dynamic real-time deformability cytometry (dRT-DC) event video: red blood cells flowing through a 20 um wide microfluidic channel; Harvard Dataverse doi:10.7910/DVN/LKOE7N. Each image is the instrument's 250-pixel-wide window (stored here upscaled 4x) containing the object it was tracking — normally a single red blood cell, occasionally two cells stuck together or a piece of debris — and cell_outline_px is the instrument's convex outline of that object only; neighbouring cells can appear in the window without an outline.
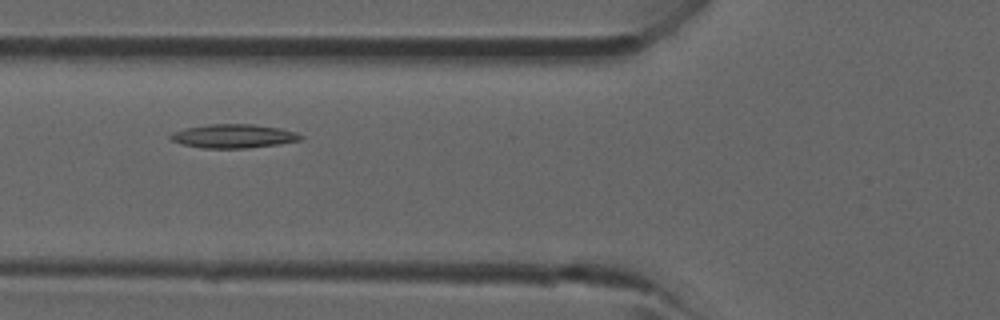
{"species": "common noctule bat (a hibernating species)", "species_latin": "Nyctalus noctula", "temperature_condition": "room temperature", "stored_images_in_passage": 4, "camera_frame_rate_fps": 3000, "um_per_image_px": 0.085, "animal": {"sex": "male", "forearm_length_mm": 52.5}, "frame": {"image": 1, "passage_image": 4, "time_ms": 3.333, "image_size_px": [1000, 320], "cell_outline_px": [[304, 136], [300, 140], [280, 144], [248, 148], [204, 148], [184, 144], [172, 140], [168, 136], [172, 132], [184, 128], [208, 124], [252, 124], [280, 128], [296, 132]], "centroid_in_image_um": [19.86, 11.56], "position_along_channel_um": 105.9, "area_um2": 18.03}}